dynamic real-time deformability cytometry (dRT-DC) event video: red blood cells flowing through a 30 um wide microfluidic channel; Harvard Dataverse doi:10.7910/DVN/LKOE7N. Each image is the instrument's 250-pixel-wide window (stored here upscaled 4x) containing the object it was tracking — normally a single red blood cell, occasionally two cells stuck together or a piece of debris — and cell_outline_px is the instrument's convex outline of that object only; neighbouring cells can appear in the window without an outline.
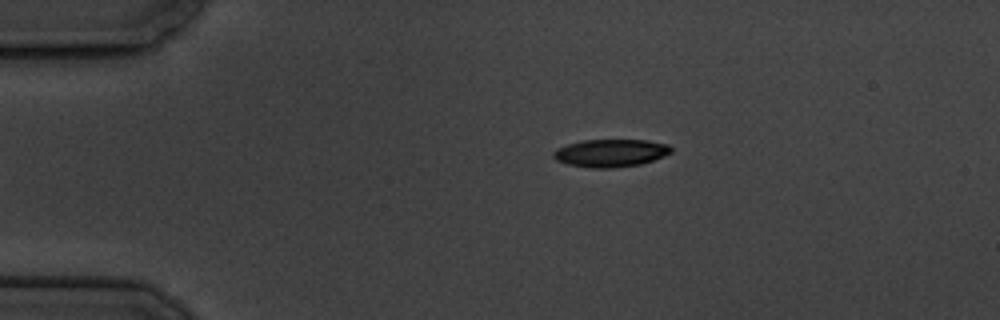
{"species": "common noctule bat (a hibernating species)", "species_latin": "Nyctalus noctula", "temperature_condition": "cold", "stored_images_in_passage": 6, "camera_frame_rate_fps": 3000, "um_per_image_px": 0.085, "animal": {"sex": "male", "body_mass_g": 19.5, "forearm_length_mm": 54.6}, "frame": {"image": 1, "passage_image": 6, "time_ms": 6.667, "image_size_px": [1000, 320], "cell_outline_px": [[672, 152], [664, 156], [640, 164], [612, 168], [592, 168], [568, 164], [556, 160], [552, 156], [552, 152], [556, 148], [568, 144], [584, 140], [648, 140], [668, 144], [672, 148]], "centroid_in_image_um": [51.9, 13.0], "position_along_channel_um": 33.1, "area_um2": 19.02}}